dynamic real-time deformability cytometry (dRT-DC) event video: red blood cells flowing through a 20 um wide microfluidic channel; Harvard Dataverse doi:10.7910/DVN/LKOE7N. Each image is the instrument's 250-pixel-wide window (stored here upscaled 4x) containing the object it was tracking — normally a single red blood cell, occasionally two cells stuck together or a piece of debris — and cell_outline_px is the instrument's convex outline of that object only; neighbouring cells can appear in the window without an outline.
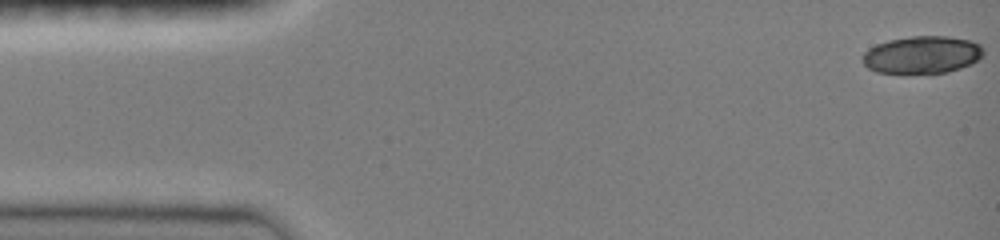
{"species": "common noctule bat (a hibernating species)", "species_latin": "Nyctalus noctula", "temperature_condition": "room temperature", "stored_images_in_passage": 47, "camera_frame_rate_fps": 3000, "um_per_image_px": 0.085, "animal": {"sex": "female", "body_mass_g": 19.0, "forearm_length_mm": 51.5}, "frame": {"image": 1, "passage_image": 1, "time_ms": 0.0, "image_size_px": [1000, 240], "cell_outline_px": [[984, 52], [972, 64], [948, 72], [876, 72], [868, 68], [864, 64], [860, 56], [868, 48], [876, 44], [888, 40], [912, 36], [948, 36], [968, 40], [980, 44], [984, 48]], "centroid_in_image_um": [78.36, 4.64], "position_along_channel_um": 6.6, "area_um2": 26.24}}
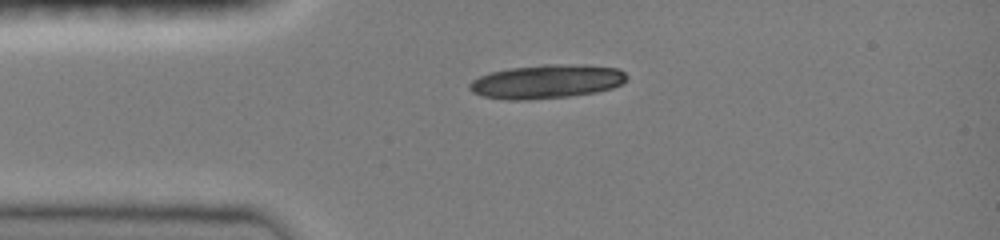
{"frame": {"image": 2, "passage_image": 11, "time_ms": 3.333, "image_size_px": [1000, 240], "cell_outline_px": [[628, 76], [620, 84], [612, 88], [596, 92], [568, 96], [528, 100], [508, 100], [484, 96], [472, 92], [468, 88], [468, 84], [472, 80], [488, 72], [512, 68], [544, 64], [584, 64], [616, 68], [624, 72]], "centroid_in_image_um": [46.44, 6.92], "position_along_channel_um": 38.6, "area_um2": 31.04}}